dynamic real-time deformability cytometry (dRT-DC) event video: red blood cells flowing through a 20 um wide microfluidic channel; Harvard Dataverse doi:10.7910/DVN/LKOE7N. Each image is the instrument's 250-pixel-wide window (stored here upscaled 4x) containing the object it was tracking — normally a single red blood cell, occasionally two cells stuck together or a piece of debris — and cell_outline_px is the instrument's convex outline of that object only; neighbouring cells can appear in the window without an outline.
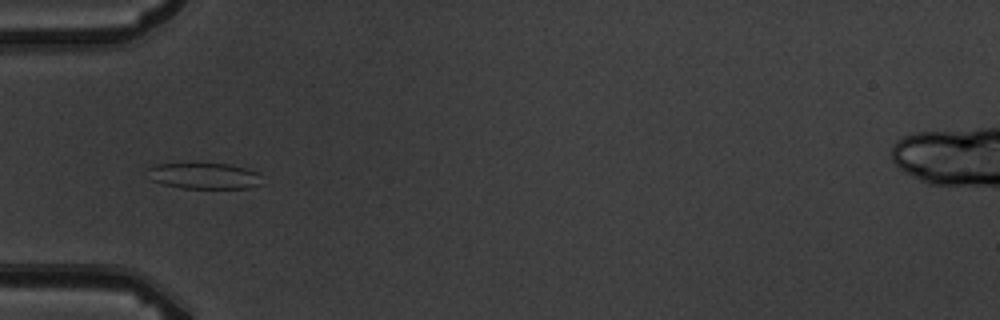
{"species": "common noctule bat (a hibernating species)", "species_latin": "Nyctalus noctula", "temperature_condition": "warm", "stored_images_in_passage": 6, "camera_frame_rate_fps": 3000, "um_per_image_px": 0.085, "animal": {"sex": "male", "body_mass_g": 19.5, "forearm_length_mm": 54.6}, "frame": {"image": 1, "passage_image": 6, "time_ms": 6.333, "image_size_px": [1000, 320], "cell_outline_px": [[264, 184], [248, 188], [180, 188], [164, 184], [152, 180], [148, 168], [156, 164], [196, 160], [228, 164], [260, 172]], "centroid_in_image_um": [17.39, 14.9], "position_along_channel_um": 67.6, "area_um2": 18.32}}